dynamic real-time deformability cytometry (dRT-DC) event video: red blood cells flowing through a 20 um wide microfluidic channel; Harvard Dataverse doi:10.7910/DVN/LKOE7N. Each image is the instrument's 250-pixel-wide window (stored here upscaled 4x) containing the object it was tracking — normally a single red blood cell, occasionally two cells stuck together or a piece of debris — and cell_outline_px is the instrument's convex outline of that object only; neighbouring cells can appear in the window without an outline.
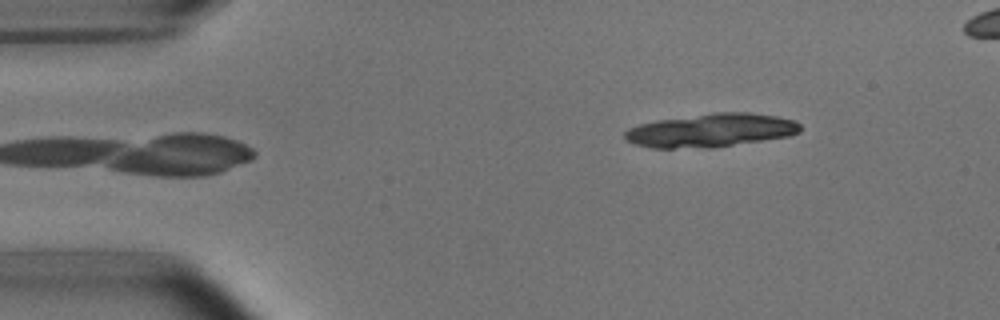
{"species": "common noctule bat (a hibernating species)", "species_latin": "Nyctalus noctula", "temperature_condition": "room temperature", "stored_images_in_passage": 2, "camera_frame_rate_fps": 3000, "um_per_image_px": 0.085, "animal": {"sex": "male", "body_mass_g": 15.6}, "frame": {"image": 1, "passage_image": 2, "time_ms": 1.333, "image_size_px": [1000, 320], "cell_outline_px": [[800, 132], [792, 136], [712, 148], [652, 148], [636, 144], [624, 140], [624, 132], [628, 128], [640, 124], [656, 120], [712, 112], [752, 112], [776, 116], [796, 120], [800, 124]], "centroid_in_image_um": [60.45, 11.08], "position_along_channel_um": 24.5, "area_um2": 34.74}}